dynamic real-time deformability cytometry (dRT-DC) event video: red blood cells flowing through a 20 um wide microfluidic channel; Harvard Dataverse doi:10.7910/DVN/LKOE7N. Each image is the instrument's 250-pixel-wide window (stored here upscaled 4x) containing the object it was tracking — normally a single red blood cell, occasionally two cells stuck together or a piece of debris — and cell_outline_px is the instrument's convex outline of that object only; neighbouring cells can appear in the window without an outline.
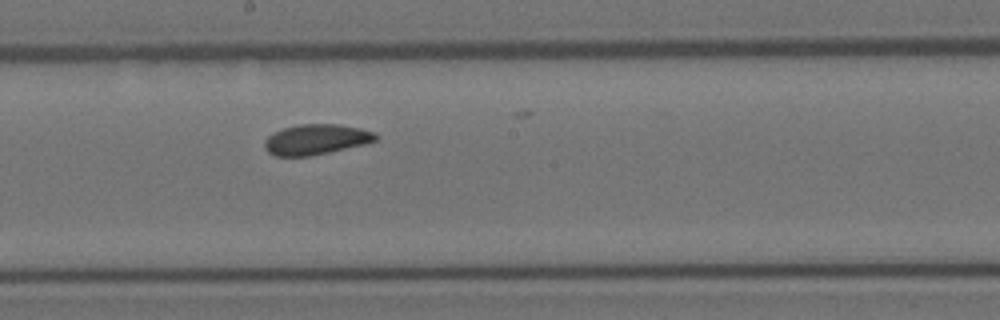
{"species": "Egyptian fruit bat (a non-hibernating species)", "species_latin": "Rousettus aegyptiacus", "temperature_condition": "room temperature", "stored_images_in_passage": 6, "camera_frame_rate_fps": 3000, "um_per_image_px": 0.085, "animal": {"sex": "female"}, "frame": {"image": 1, "passage_image": 6, "time_ms": 6.667, "image_size_px": [1000, 320], "cell_outline_px": [[376, 140], [364, 144], [328, 152], [308, 156], [276, 156], [268, 152], [264, 148], [264, 140], [268, 136], [284, 128], [300, 124], [340, 124], [360, 128], [376, 132]], "centroid_in_image_um": [26.85, 11.85], "position_along_channel_um": 221.3, "area_um2": 19.48}}